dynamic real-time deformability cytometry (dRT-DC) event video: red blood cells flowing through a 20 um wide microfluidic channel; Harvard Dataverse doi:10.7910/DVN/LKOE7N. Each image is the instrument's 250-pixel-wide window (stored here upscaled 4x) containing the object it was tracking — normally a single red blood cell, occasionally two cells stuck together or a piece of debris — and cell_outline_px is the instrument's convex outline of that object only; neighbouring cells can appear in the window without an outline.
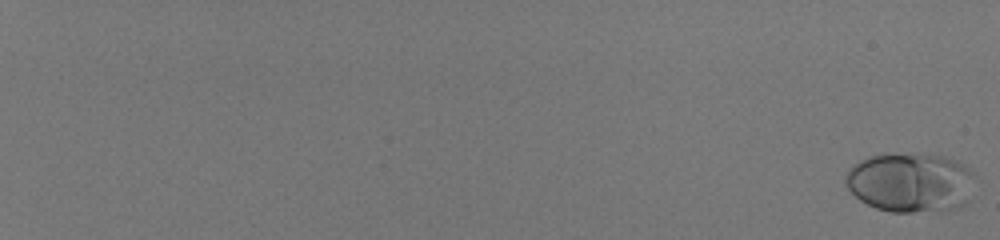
{"species": "human", "species_latin": "Homo sapiens", "temperature_condition": "room temperature", "stored_images_in_passage": 58, "camera_frame_rate_fps": 3000, "um_per_image_px": 0.085, "donor": {"sex": "male"}, "frame": {"image": 1, "passage_image": 1, "time_ms": 0.0, "image_size_px": [1000, 240], "cell_outline_px": [[980, 180], [968, 200], [964, 204], [956, 208], [940, 212], [892, 212], [876, 208], [860, 200], [844, 184], [844, 176], [848, 168], [852, 164], [868, 156], [884, 152], [920, 152], [944, 156], [956, 160], [964, 164]], "centroid_in_image_um": [77.43, 15.47], "position_along_channel_um": 7.6, "area_um2": 46.82}}
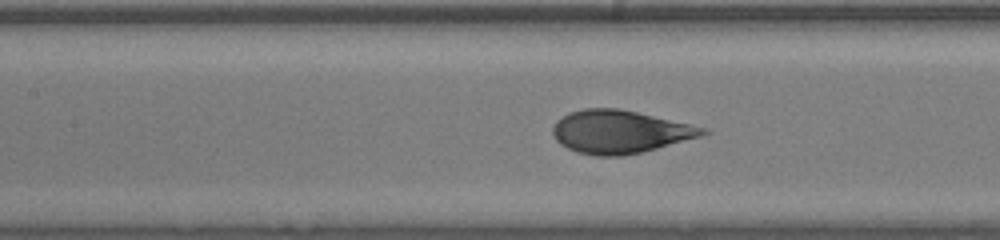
{"frame": {"image": 2, "passage_image": 34, "time_ms": 11.0, "image_size_px": [1000, 240], "cell_outline_px": [[712, 132], [704, 136], [624, 156], [596, 156], [576, 152], [560, 144], [556, 140], [552, 132], [552, 128], [556, 120], [560, 116], [568, 112], [584, 108], [620, 108], [708, 128]], "centroid_in_image_um": [52.69, 11.19], "position_along_channel_um": 154.7, "area_um2": 37.92}}
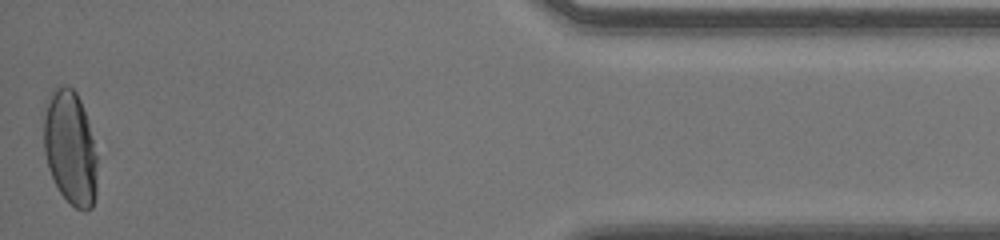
{"frame": {"image": 3, "passage_image": 58, "time_ms": 19.0, "image_size_px": [1000, 240], "cell_outline_px": [[96, 196], [92, 208], [84, 212], [76, 208], [60, 192], [48, 168], [44, 152], [44, 116], [52, 88], [64, 84], [68, 84], [76, 92], [80, 100], [88, 120], [96, 156]], "centroid_in_image_um": [5.97, 12.56], "position_along_channel_um": 429.2, "area_um2": 35.49}, "authors_computed_cell_mechanics": {"area_um2": 38.2925, "velocity_mm_per_s": 4.0639, "shape_relaxation_time_tau1_ms": 4.9407, "shape_relaxation_time_tau2_ms": null, "deformation_change_tau1": 0.223, "deformation_change_tau2": null}}